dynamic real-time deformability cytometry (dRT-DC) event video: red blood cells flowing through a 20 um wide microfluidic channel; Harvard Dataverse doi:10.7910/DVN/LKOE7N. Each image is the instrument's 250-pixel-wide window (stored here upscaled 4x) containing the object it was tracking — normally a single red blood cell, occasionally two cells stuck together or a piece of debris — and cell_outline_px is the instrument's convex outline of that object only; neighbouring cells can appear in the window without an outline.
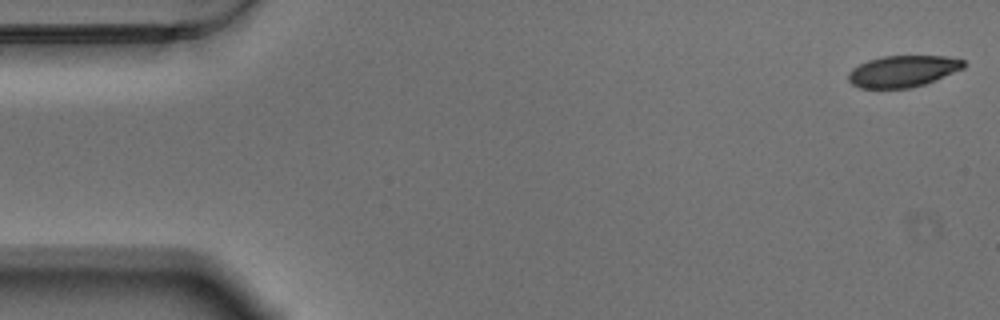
{"species": "Egyptian fruit bat (a non-hibernating species)", "species_latin": "Rousettus aegyptiacus", "temperature_condition": "warm", "stored_images_in_passage": 57, "camera_frame_rate_fps": 3000, "um_per_image_px": 0.085, "animal": {"sex": "male"}, "frame": {"image": 1, "passage_image": 1, "time_ms": 0.0, "image_size_px": [1000, 320], "cell_outline_px": [[968, 64], [964, 68], [924, 84], [908, 88], [860, 88], [852, 84], [848, 80], [848, 72], [852, 68], [868, 60], [884, 56], [948, 56], [964, 60]], "centroid_in_image_um": [76.75, 6.05], "position_along_channel_um": 8.3, "area_um2": 21.15}}
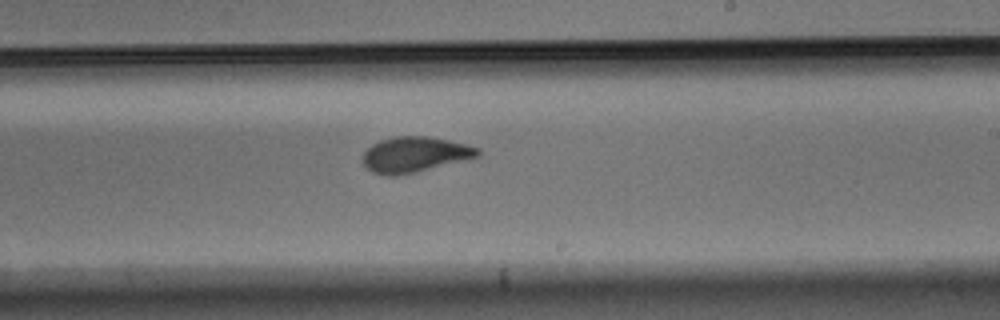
{"frame": {"image": 2, "passage_image": 33, "time_ms": 10.667, "image_size_px": [1000, 320], "cell_outline_px": [[480, 156], [416, 172], [396, 176], [384, 176], [372, 172], [364, 164], [364, 152], [372, 144], [380, 140], [396, 136], [424, 136], [448, 140], [480, 148]], "centroid_in_image_um": [35.25, 13.14], "position_along_channel_um": 253.8, "area_um2": 23.58}}
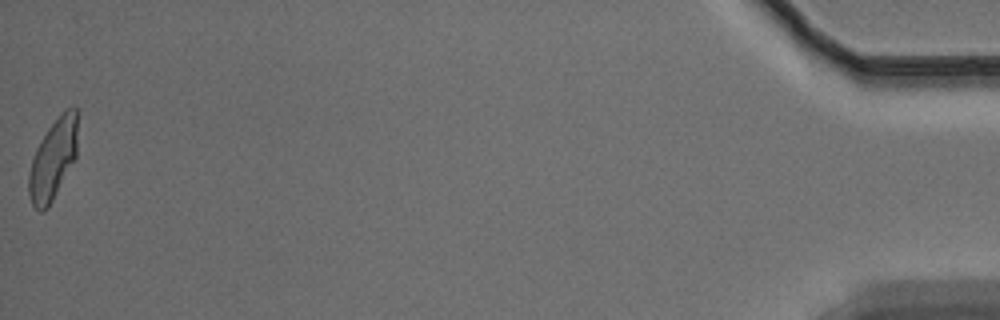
{"frame": {"image": 3, "passage_image": 57, "time_ms": 18.667, "image_size_px": [1000, 320], "cell_outline_px": [[80, 108], [76, 160], [48, 208], [44, 212], [40, 212], [32, 204], [28, 192], [28, 176], [32, 160], [36, 148], [40, 140], [48, 128], [68, 108]], "centroid_in_image_um": [4.56, 13.53], "position_along_channel_um": 430.6, "area_um2": 23.41}, "authors_computed_cell_mechanics": {"area_um2": 23.2934, "velocity_mm_per_s": 3.4876, "shape_relaxation_time_tau1_ms": 3.7614, "shape_relaxation_time_tau2_ms": 1.0729, "deformation_change_tau1": 0.147, "deformation_change_tau2": 0.0571}}